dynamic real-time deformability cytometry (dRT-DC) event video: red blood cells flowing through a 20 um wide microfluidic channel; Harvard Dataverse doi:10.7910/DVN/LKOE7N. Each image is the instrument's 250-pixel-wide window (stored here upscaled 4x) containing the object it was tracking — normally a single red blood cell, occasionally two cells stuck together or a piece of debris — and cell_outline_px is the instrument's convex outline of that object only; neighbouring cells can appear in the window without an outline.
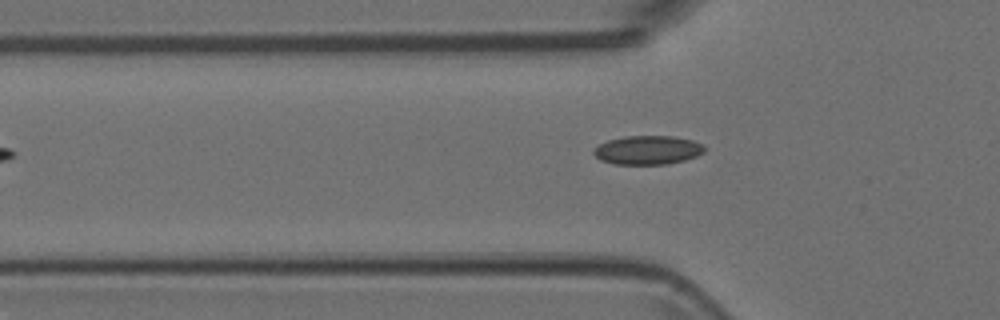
{"species": "Egyptian fruit bat (a non-hibernating species)", "species_latin": "Rousettus aegyptiacus", "temperature_condition": "room temperature", "stored_images_in_passage": 3, "camera_frame_rate_fps": 3000, "um_per_image_px": 0.085, "animal": {"sex": "female"}, "frame": {"image": 1, "passage_image": 3, "time_ms": 0.667, "image_size_px": [1000, 320], "cell_outline_px": [[704, 152], [696, 156], [684, 160], [668, 164], [616, 164], [600, 160], [592, 152], [600, 144], [608, 140], [624, 136], [672, 136], [692, 140], [704, 144]], "centroid_in_image_um": [55.07, 12.75], "position_along_channel_um": 70.7, "area_um2": 18.55}}